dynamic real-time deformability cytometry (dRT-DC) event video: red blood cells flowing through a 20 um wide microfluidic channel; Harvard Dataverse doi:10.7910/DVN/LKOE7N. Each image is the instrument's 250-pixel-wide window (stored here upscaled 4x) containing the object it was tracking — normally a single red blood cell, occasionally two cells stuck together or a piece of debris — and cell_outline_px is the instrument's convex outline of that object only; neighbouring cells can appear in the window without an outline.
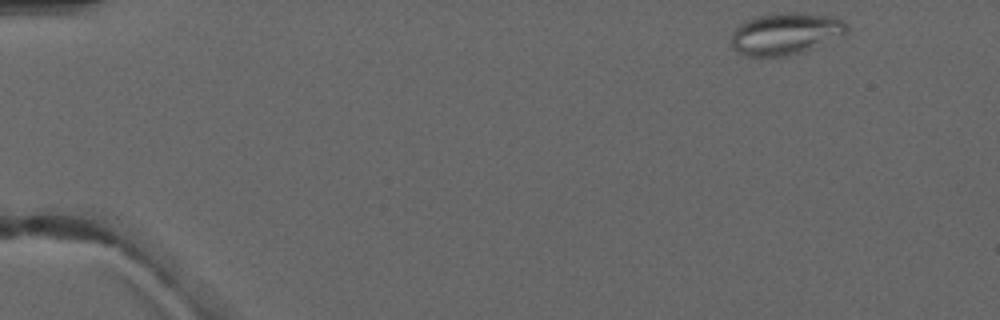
{"species": "common noctule bat (a hibernating species)", "species_latin": "Nyctalus noctula", "temperature_condition": "warm", "stored_images_in_passage": 3, "camera_frame_rate_fps": 3000, "um_per_image_px": 0.085, "animal": {"sex": "male", "forearm_length_mm": 52.5}, "frame": {"image": 1, "passage_image": 1, "time_ms": 0.0, "image_size_px": [1000, 320], "cell_outline_px": [[848, 36], [804, 52], [788, 56], [744, 56], [736, 52], [732, 48], [732, 32], [740, 24], [756, 16], [776, 12], [804, 12], [832, 16], [844, 20], [848, 28]], "centroid_in_image_um": [66.85, 2.86], "position_along_channel_um": 18.1, "area_um2": 29.13}}